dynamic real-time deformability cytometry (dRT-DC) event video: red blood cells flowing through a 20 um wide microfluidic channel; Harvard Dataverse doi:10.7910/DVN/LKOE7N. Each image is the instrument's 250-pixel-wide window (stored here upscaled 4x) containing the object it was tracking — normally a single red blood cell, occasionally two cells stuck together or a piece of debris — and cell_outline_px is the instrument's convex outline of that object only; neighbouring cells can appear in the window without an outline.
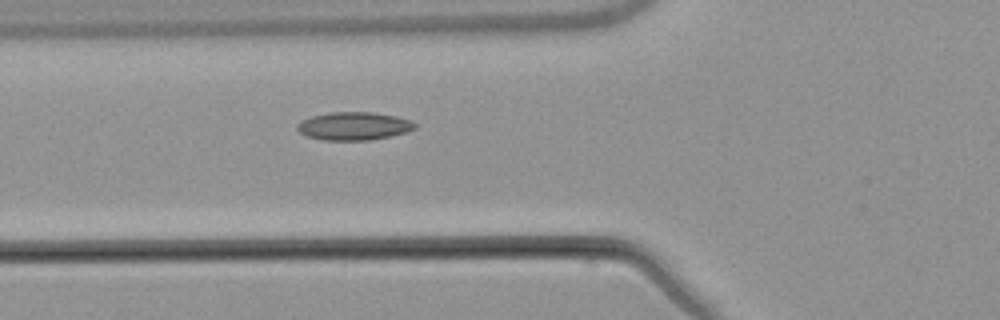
{"species": "common noctule bat (a hibernating species)", "species_latin": "Nyctalus noctula", "temperature_condition": "warm", "stored_images_in_passage": 6, "camera_frame_rate_fps": 3000, "um_per_image_px": 0.085, "animal": {"sex": "male", "body_mass_g": 21.5, "forearm_length_mm": 52.0}, "frame": {"image": 1, "passage_image": 6, "time_ms": 6.0, "image_size_px": [1000, 320], "cell_outline_px": [[416, 128], [408, 132], [368, 140], [324, 140], [304, 136], [296, 128], [296, 124], [312, 116], [328, 112], [372, 112], [396, 116], [408, 120], [416, 124]], "centroid_in_image_um": [30.05, 10.71], "position_along_channel_um": 95.8, "area_um2": 19.19}}